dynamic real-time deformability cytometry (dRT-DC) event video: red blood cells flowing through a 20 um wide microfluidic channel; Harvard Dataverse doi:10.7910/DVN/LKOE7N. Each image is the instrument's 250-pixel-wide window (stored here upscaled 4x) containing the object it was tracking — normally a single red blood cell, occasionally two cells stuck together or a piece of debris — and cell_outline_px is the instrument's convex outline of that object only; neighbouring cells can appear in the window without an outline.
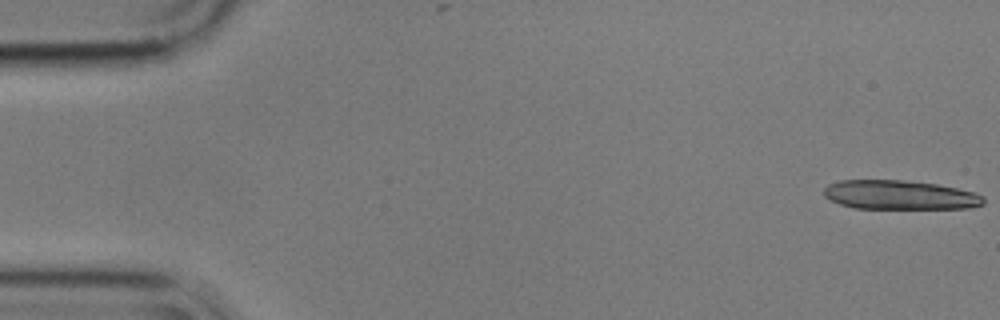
{"species": "common noctule bat (a hibernating species)", "species_latin": "Nyctalus noctula", "temperature_condition": "cold", "stored_images_in_passage": 16, "camera_frame_rate_fps": 3000, "um_per_image_px": 0.085, "animal": {"sex": "male", "body_mass_g": 17.9}, "frame": {"image": 1, "passage_image": 1, "time_ms": 0.0, "image_size_px": [1000, 320], "cell_outline_px": [[984, 204], [968, 208], [856, 208], [840, 204], [824, 196], [824, 188], [828, 184], [840, 180], [900, 180], [936, 184], [976, 192], [984, 196]], "centroid_in_image_um": [76.49, 16.57], "position_along_channel_um": 8.5, "area_um2": 26.99}}